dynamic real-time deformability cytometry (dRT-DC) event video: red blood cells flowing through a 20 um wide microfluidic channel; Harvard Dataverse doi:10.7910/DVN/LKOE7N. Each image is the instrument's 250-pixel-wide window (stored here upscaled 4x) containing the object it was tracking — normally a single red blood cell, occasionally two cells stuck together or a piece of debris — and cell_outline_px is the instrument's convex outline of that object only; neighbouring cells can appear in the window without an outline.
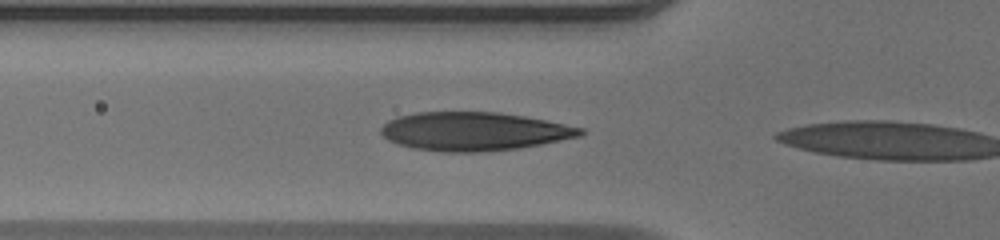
{"species": "human", "species_latin": "Homo sapiens", "temperature_condition": "warm", "stored_images_in_passage": 4, "camera_frame_rate_fps": 3000, "um_per_image_px": 0.085, "donor": {"sex": "male"}, "frame": {"image": 1, "passage_image": 3, "time_ms": 0.667, "image_size_px": [1000, 240], "cell_outline_px": [[584, 132], [580, 136], [520, 148], [480, 152], [440, 152], [412, 148], [396, 144], [388, 140], [380, 132], [380, 128], [388, 120], [396, 116], [416, 112], [500, 112], [524, 116], [584, 128]], "centroid_in_image_um": [40.23, 11.17], "position_along_channel_um": 85.6, "area_um2": 44.91}}